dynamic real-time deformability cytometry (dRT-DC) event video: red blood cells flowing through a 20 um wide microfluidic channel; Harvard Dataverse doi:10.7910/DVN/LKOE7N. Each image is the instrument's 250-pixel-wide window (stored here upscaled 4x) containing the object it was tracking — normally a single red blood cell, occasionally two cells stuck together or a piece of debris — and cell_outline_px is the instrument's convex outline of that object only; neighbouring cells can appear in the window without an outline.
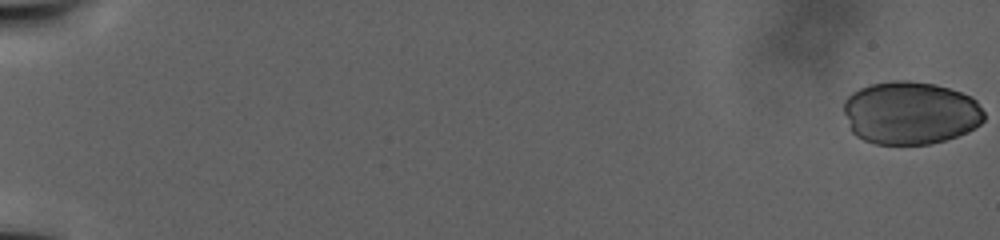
{"species": "human", "species_latin": "Homo sapiens", "temperature_condition": "warm", "stored_images_in_passage": 49, "camera_frame_rate_fps": 3000, "um_per_image_px": 0.085, "donor": {"sex": "male"}, "frame": {"image": 1, "passage_image": 1, "time_ms": 0.0, "image_size_px": [1000, 240], "cell_outline_px": [[984, 120], [976, 128], [968, 132], [944, 140], [928, 144], [876, 144], [864, 140], [856, 136], [852, 132], [848, 124], [844, 112], [844, 100], [852, 92], [868, 84], [892, 80], [908, 80], [936, 84], [972, 96], [976, 100], [984, 112]], "centroid_in_image_um": [77.38, 9.59], "position_along_channel_um": 7.6, "area_um2": 51.9}}
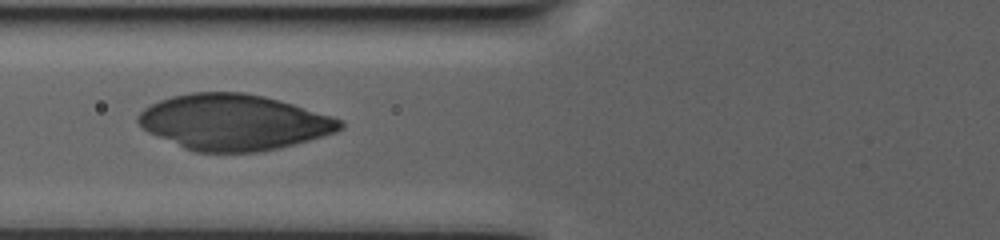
{"frame": {"image": 2, "passage_image": 27, "time_ms": 17.333, "image_size_px": [1000, 240], "cell_outline_px": [[344, 128], [336, 132], [324, 136], [280, 148], [260, 152], [196, 152], [184, 148], [148, 132], [136, 120], [136, 116], [144, 108], [160, 100], [172, 96], [192, 92], [244, 92], [264, 96], [280, 100], [332, 116], [344, 120]], "centroid_in_image_um": [19.89, 10.39], "position_along_channel_um": 105.9, "area_um2": 65.72}}
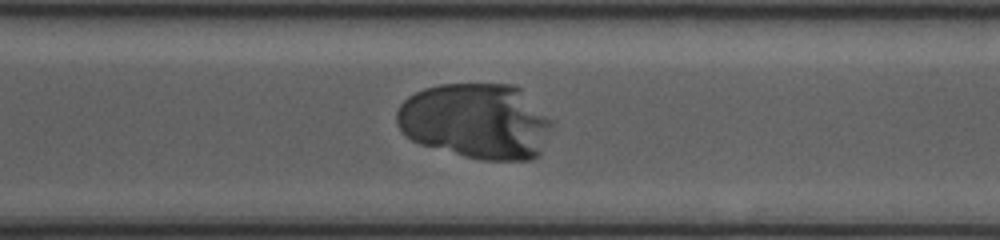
{"frame": {"image": 3, "passage_image": 40, "time_ms": 29.667, "image_size_px": [1000, 240], "cell_outline_px": [[556, 120], [540, 152], [532, 160], [480, 160], [464, 156], [420, 144], [412, 140], [396, 124], [396, 112], [400, 104], [408, 96], [424, 88], [440, 84], [516, 84]], "centroid_in_image_um": [40.51, 10.28], "position_along_channel_um": 330.1, "area_um2": 69.19}}